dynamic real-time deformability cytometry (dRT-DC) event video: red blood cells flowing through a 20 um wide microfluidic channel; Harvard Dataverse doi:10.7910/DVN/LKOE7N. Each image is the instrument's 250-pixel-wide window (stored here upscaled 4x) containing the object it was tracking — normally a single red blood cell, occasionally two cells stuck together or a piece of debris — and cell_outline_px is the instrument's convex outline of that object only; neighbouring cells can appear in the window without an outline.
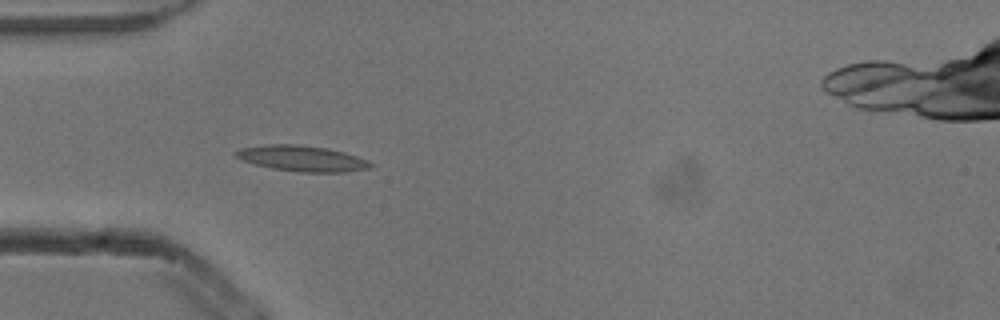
{"species": "common noctule bat (a hibernating species)", "species_latin": "Nyctalus noctula", "temperature_condition": "cold", "stored_images_in_passage": 1, "camera_frame_rate_fps": 3000, "um_per_image_px": 0.085, "animal": {"sex": "male", "body_mass_g": 13.3}, "frame": {"image": 1, "passage_image": 1, "time_ms": 0.0, "image_size_px": [1000, 320], "cell_outline_px": [[376, 164], [372, 168], [344, 172], [296, 172], [272, 168], [256, 164], [232, 156], [232, 152], [240, 148], [268, 144], [296, 144], [328, 148], [344, 152], [368, 160]], "centroid_in_image_um": [25.69, 13.47], "position_along_channel_um": 59.3, "area_um2": 20.4}}